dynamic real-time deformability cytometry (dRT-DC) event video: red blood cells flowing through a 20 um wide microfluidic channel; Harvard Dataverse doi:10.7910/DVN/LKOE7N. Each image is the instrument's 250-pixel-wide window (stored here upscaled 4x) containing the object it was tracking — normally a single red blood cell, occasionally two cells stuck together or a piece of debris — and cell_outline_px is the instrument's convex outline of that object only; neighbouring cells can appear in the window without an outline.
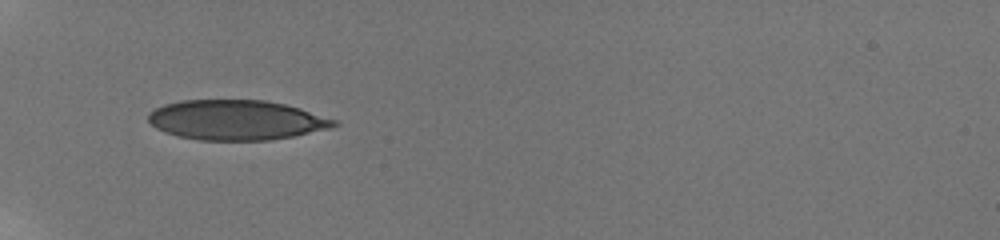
{"species": "human", "species_latin": "Homo sapiens", "temperature_condition": "room temperature", "stored_images_in_passage": 3, "camera_frame_rate_fps": 3000, "um_per_image_px": 0.085, "donor": {"sex": "male"}, "frame": {"image": 1, "passage_image": 1, "time_ms": 0.0, "image_size_px": [1000, 240], "cell_outline_px": [[340, 124], [332, 128], [272, 140], [200, 140], [176, 136], [164, 132], [156, 128], [148, 120], [148, 112], [164, 104], [180, 100], [264, 100], [284, 104], [300, 108], [336, 120]], "centroid_in_image_um": [20.07, 10.2], "position_along_channel_um": 64.9, "area_um2": 43.29}}